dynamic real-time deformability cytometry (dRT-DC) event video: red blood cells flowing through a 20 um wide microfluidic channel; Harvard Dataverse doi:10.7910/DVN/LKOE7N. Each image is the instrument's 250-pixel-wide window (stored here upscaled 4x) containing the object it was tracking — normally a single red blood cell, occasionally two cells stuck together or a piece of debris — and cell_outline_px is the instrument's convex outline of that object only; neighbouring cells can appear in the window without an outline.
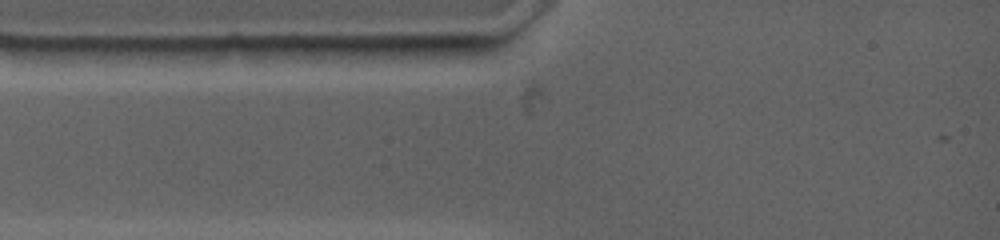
{"species": "common noctule bat (a hibernating species)", "species_latin": "Nyctalus noctula", "temperature_condition": "warm", "stored_images_in_passage": 2, "camera_frame_rate_fps": 4500, "um_per_image_px": 0.085, "animal": {"sex": "female", "body_mass_g": 19.0, "forearm_length_mm": 53.3}, "frame": {"image": 1, "passage_image": 1, "time_ms": 0.0, "image_size_px": [1000, 240], "cell_outline_px": [[272, 48], [248, 56], [164, 64], [152, 48], [228, 44], [240, 44]], "centroid_in_image_um": [17.47, 4.47], "position_along_channel_um": 67.5, "area_um2": 10.58}}